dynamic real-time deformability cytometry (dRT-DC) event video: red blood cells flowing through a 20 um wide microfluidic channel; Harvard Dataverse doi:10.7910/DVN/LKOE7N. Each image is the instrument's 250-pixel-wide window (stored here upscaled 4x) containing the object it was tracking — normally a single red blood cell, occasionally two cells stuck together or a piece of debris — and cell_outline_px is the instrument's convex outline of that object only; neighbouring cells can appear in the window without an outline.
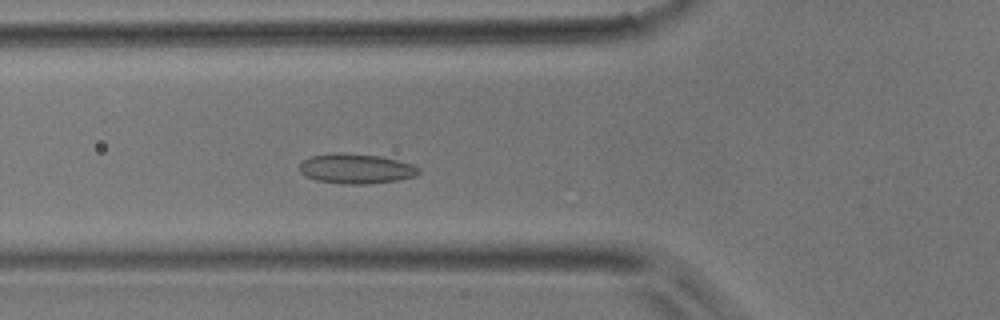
{"species": "common noctule bat (a hibernating species)", "species_latin": "Nyctalus noctula", "temperature_condition": "room temperature", "stored_images_in_passage": 49, "camera_frame_rate_fps": 3000, "um_per_image_px": 0.085, "animal": {"sex": "male", "body_mass_g": 17.9}, "frame": {"image": 1, "passage_image": 18, "time_ms": 5.667, "image_size_px": [1000, 320], "cell_outline_px": [[420, 172], [416, 176], [396, 180], [364, 184], [344, 184], [316, 180], [304, 176], [300, 172], [300, 164], [304, 160], [312, 156], [332, 152], [340, 152], [380, 156], [412, 164], [420, 168]], "centroid_in_image_um": [30.25, 14.33], "position_along_channel_um": 95.6, "area_um2": 20.75}}
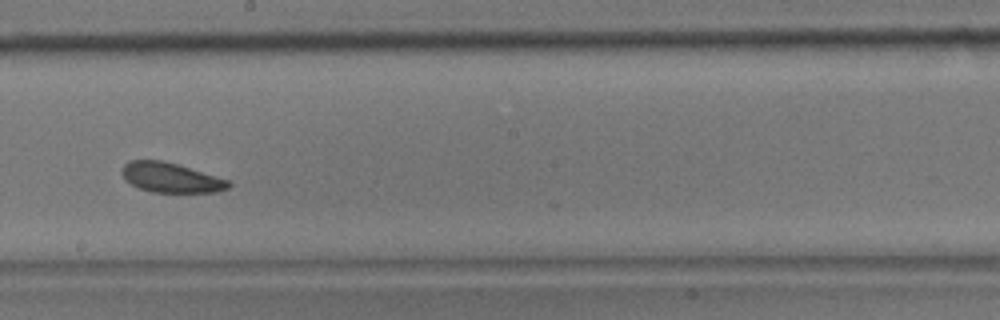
{"frame": {"image": 2, "passage_image": 28, "time_ms": 9.0, "image_size_px": [1000, 320], "cell_outline_px": [[232, 184], [228, 188], [216, 192], [152, 192], [140, 188], [124, 180], [124, 164], [128, 160], [164, 160], [228, 180]], "centroid_in_image_um": [14.52, 15.1], "position_along_channel_um": 233.7, "area_um2": 18.21}}
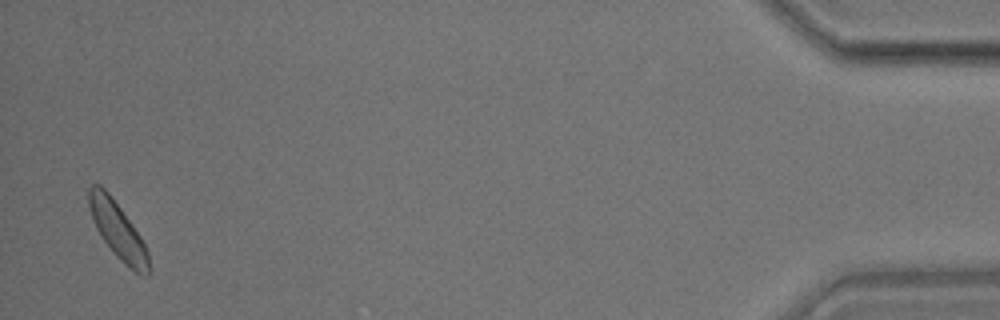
{"frame": {"image": 3, "passage_image": 48, "time_ms": 15.667, "image_size_px": [1000, 320], "cell_outline_px": [[152, 272], [148, 276], [140, 276], [128, 268], [116, 256], [100, 236], [96, 228], [88, 204], [88, 188], [92, 184], [100, 184], [108, 192], [132, 224], [140, 236], [148, 252], [152, 268]], "centroid_in_image_um": [10.05, 19.66], "position_along_channel_um": 425.2, "area_um2": 19.94}}